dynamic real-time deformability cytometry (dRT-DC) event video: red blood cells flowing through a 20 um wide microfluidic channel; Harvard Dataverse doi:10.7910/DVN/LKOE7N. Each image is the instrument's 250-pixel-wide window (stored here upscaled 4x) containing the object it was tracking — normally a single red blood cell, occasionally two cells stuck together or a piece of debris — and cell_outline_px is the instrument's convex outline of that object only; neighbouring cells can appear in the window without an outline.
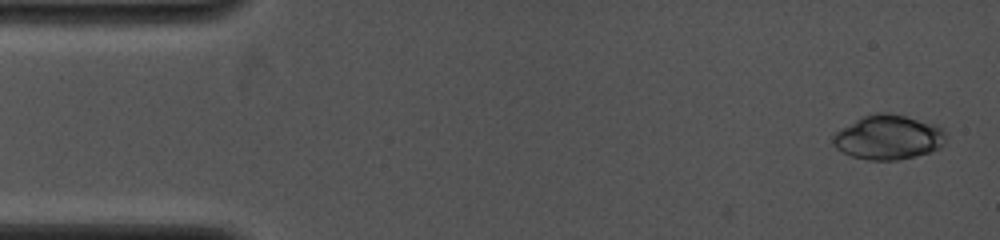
{"species": "common noctule bat (a hibernating species)", "species_latin": "Nyctalus noctula", "temperature_condition": "cold", "stored_images_in_passage": 35, "camera_frame_rate_fps": 4000, "um_per_image_px": 0.085, "animal": {"sex": "female", "body_mass_g": 19.0, "forearm_length_mm": 53.3}, "frame": {"image": 1, "passage_image": 1, "time_ms": 0.0, "image_size_px": [1000, 240], "cell_outline_px": [[944, 144], [940, 148], [916, 156], [896, 160], [868, 160], [852, 156], [836, 148], [832, 144], [832, 136], [840, 128], [864, 116], [876, 112], [888, 112], [936, 124], [944, 132]], "centroid_in_image_um": [75.48, 11.67], "position_along_channel_um": 9.5, "area_um2": 29.13}}
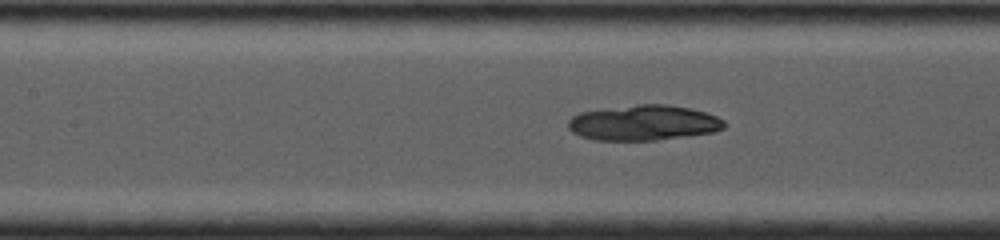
{"frame": {"image": 2, "passage_image": 17, "time_ms": 6.0, "image_size_px": [1000, 240], "cell_outline_px": [[724, 128], [712, 132], [688, 136], [656, 140], [596, 140], [580, 136], [572, 132], [568, 128], [568, 120], [572, 116], [580, 112], [636, 104], [668, 104], [688, 108], [704, 112], [716, 116], [724, 120]], "centroid_in_image_um": [54.68, 10.44], "position_along_channel_um": 152.7, "area_um2": 32.08}}
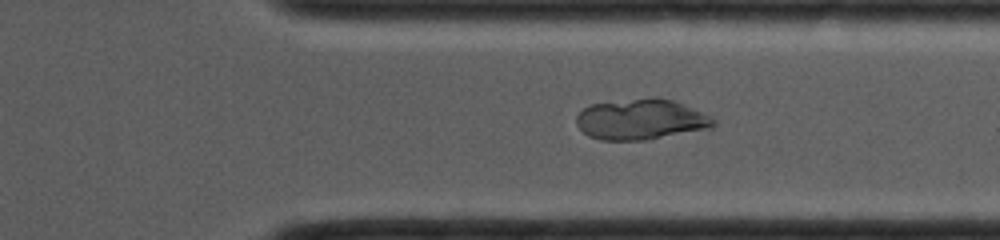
{"frame": {"image": 3, "passage_image": 30, "time_ms": 10.75, "image_size_px": [1000, 240], "cell_outline_px": [[716, 124], [712, 128], [644, 140], [600, 140], [588, 136], [576, 124], [576, 116], [584, 108], [592, 104], [652, 96], [660, 96], [672, 100], [700, 112], [716, 120]], "centroid_in_image_um": [54.46, 10.14], "position_along_channel_um": 356.9, "area_um2": 32.37}}